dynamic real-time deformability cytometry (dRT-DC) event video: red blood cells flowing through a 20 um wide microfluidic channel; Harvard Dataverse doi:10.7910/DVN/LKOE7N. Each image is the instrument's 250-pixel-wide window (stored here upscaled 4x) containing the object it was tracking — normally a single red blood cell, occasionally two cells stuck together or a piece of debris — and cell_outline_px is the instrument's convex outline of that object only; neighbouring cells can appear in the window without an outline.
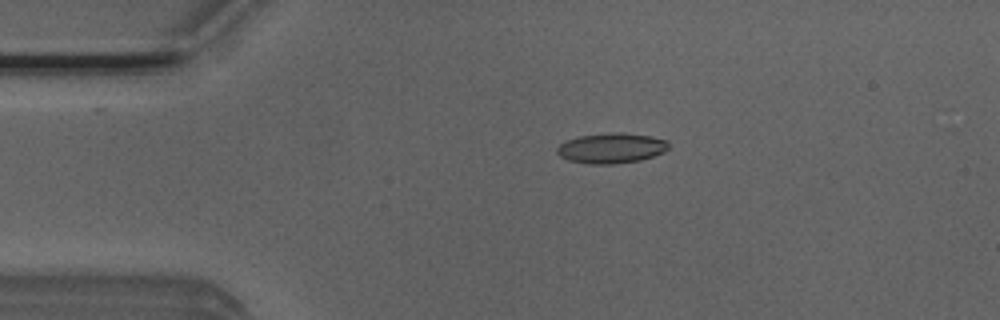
{"species": "Egyptian fruit bat (a non-hibernating species)", "species_latin": "Rousettus aegyptiacus", "temperature_condition": "room temperature", "stored_images_in_passage": 3, "camera_frame_rate_fps": 3000, "um_per_image_px": 0.085, "animal": {"sex": "male"}, "frame": {"image": 1, "passage_image": 2, "time_ms": 0.333, "image_size_px": [1000, 320], "cell_outline_px": [[668, 148], [664, 152], [640, 160], [612, 164], [588, 164], [568, 160], [560, 156], [556, 152], [556, 148], [560, 144], [568, 140], [580, 136], [620, 132], [652, 136], [668, 140]], "centroid_in_image_um": [51.97, 12.59], "position_along_channel_um": 33.0, "area_um2": 19.54}}